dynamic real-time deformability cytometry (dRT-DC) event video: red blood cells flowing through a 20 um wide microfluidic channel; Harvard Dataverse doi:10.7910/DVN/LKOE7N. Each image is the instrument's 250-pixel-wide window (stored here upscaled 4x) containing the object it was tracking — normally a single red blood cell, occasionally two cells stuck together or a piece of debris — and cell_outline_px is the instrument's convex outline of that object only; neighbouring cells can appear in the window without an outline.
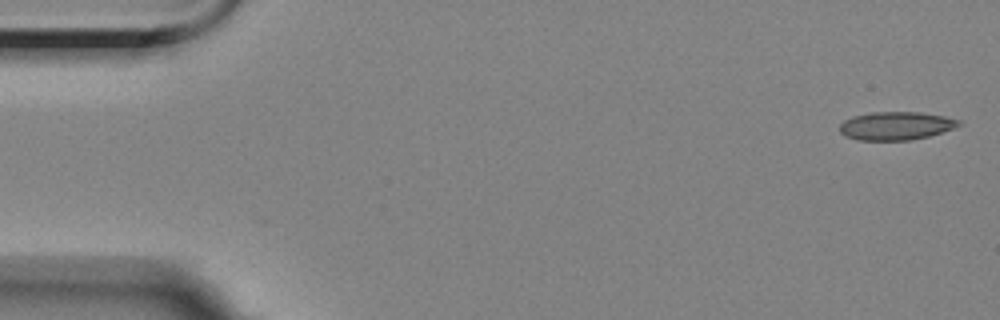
{"species": "Egyptian fruit bat (a non-hibernating species)", "species_latin": "Rousettus aegyptiacus", "temperature_condition": "room temperature", "stored_images_in_passage": 5, "camera_frame_rate_fps": 3000, "um_per_image_px": 0.085, "animal": {"sex": "female"}, "frame": {"image": 1, "passage_image": 1, "time_ms": 0.0, "image_size_px": [1000, 320], "cell_outline_px": [[960, 124], [952, 128], [928, 136], [912, 140], [860, 140], [844, 136], [840, 132], [840, 124], [844, 120], [852, 116], [872, 112], [920, 112], [944, 116], [960, 120]], "centroid_in_image_um": [76.11, 10.69], "position_along_channel_um": 8.9, "area_um2": 19.48}}
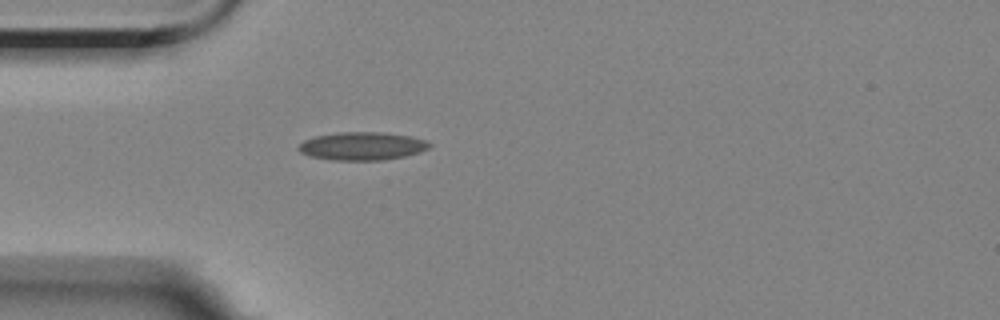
{"frame": {"image": 2, "passage_image": 5, "time_ms": 4.667, "image_size_px": [1000, 320], "cell_outline_px": [[432, 144], [428, 148], [420, 152], [404, 156], [384, 160], [332, 160], [308, 156], [300, 152], [296, 148], [304, 140], [316, 136], [336, 132], [384, 132], [412, 136], [428, 140]], "centroid_in_image_um": [30.79, 12.41], "position_along_channel_um": 54.2, "area_um2": 21.68}}